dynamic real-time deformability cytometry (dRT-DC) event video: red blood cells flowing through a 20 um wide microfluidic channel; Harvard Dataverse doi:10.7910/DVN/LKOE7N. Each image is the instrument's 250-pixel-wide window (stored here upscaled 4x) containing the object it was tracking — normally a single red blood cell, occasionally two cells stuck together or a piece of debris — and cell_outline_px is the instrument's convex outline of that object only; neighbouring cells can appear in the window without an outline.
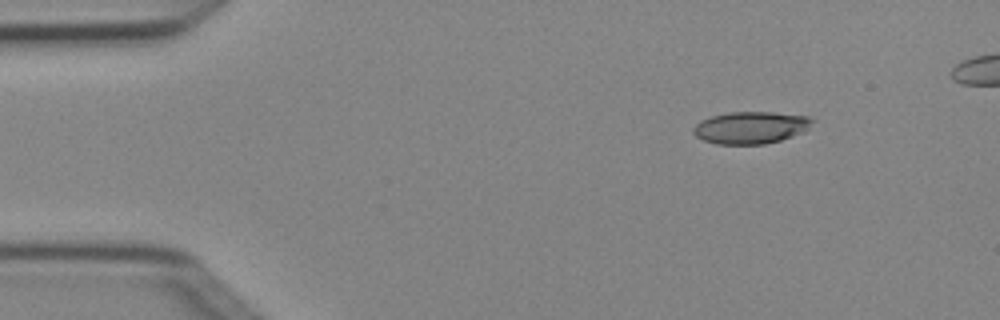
{"species": "Egyptian fruit bat (a non-hibernating species)", "species_latin": "Rousettus aegyptiacus", "temperature_condition": "cold", "stored_images_in_passage": 4, "camera_frame_rate_fps": 3000, "um_per_image_px": 0.085, "animal": {"sex": "female"}, "frame": {"image": 1, "passage_image": 1, "time_ms": 0.0, "image_size_px": [1000, 320], "cell_outline_px": [[816, 120], [804, 132], [780, 140], [764, 144], [716, 144], [704, 140], [696, 136], [692, 132], [692, 128], [700, 120], [712, 116], [728, 112], [772, 112], [808, 116]], "centroid_in_image_um": [63.82, 10.84], "position_along_channel_um": 21.2, "area_um2": 22.37}}